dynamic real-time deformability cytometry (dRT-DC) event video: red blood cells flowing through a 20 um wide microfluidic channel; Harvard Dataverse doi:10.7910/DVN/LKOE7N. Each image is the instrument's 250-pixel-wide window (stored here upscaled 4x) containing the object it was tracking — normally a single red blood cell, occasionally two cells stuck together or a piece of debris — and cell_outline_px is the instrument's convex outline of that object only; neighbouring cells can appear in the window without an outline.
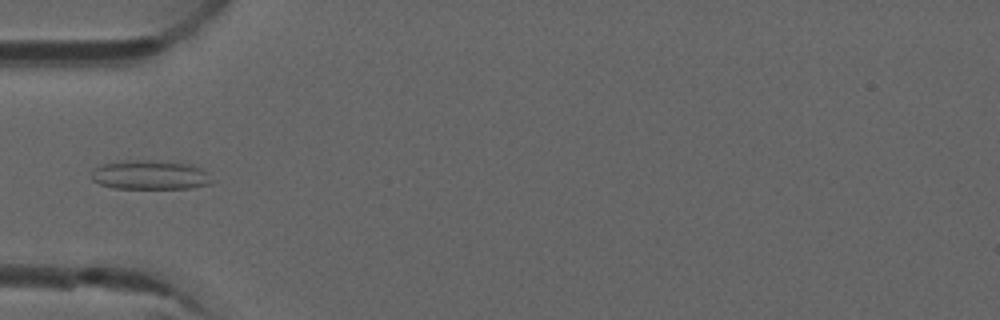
{"species": "common noctule bat (a hibernating species)", "species_latin": "Nyctalus noctula", "temperature_condition": "room temperature", "stored_images_in_passage": 2, "camera_frame_rate_fps": 3000, "um_per_image_px": 0.085, "animal": {"sex": "male", "forearm_length_mm": 52.5}, "frame": {"image": 1, "passage_image": 2, "time_ms": 0.333, "image_size_px": [1000, 320], "cell_outline_px": [[212, 184], [192, 188], [116, 188], [100, 184], [92, 180], [92, 172], [100, 164], [128, 160], [148, 160], [192, 164], [200, 168], [212, 180]], "centroid_in_image_um": [12.75, 14.87], "position_along_channel_um": 72.2, "area_um2": 20.35}}